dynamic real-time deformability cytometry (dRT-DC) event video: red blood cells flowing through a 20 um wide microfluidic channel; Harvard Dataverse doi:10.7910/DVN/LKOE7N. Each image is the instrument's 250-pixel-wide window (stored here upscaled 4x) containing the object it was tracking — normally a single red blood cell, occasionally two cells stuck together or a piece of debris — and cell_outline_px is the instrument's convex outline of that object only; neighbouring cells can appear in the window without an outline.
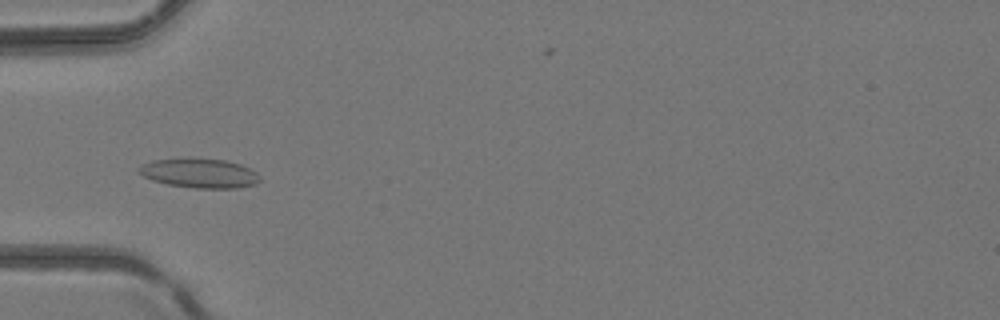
{"species": "common noctule bat (a hibernating species)", "species_latin": "Nyctalus noctula", "temperature_condition": "room temperature", "stored_images_in_passage": 50, "camera_frame_rate_fps": 3000, "um_per_image_px": 0.085, "animal": {"sex": "female", "body_mass_g": 24.6, "forearm_length_mm": 56.2}, "frame": {"image": 1, "passage_image": 17, "time_ms": 5.333, "image_size_px": [1000, 320], "cell_outline_px": [[260, 180], [256, 184], [236, 188], [196, 188], [168, 184], [152, 180], [136, 172], [136, 168], [152, 160], [192, 156], [224, 160], [240, 164], [256, 172], [260, 176]], "centroid_in_image_um": [16.92, 14.69], "position_along_channel_um": 68.1, "area_um2": 21.15}}
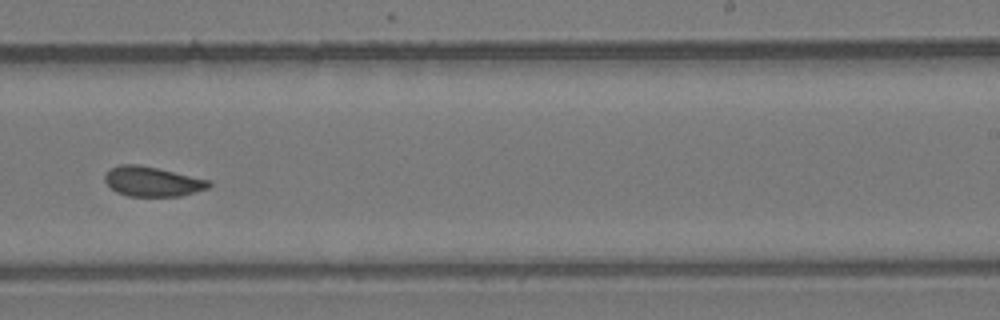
{"frame": {"image": 2, "passage_image": 32, "time_ms": 10.333, "image_size_px": [1000, 320], "cell_outline_px": [[212, 184], [208, 188], [180, 196], [128, 196], [116, 192], [104, 180], [104, 176], [112, 168], [120, 164], [136, 164], [156, 168], [208, 180]], "centroid_in_image_um": [12.93, 15.44], "position_along_channel_um": 276.1, "area_um2": 17.69}}
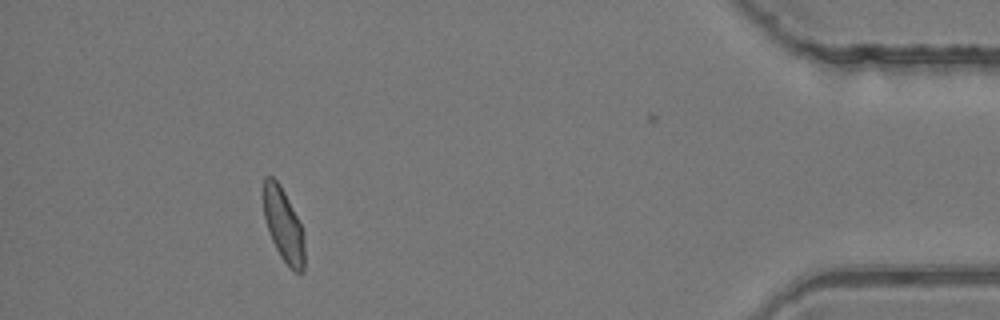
{"frame": {"image": 3, "passage_image": 46, "time_ms": 15.0, "image_size_px": [1000, 320], "cell_outline_px": [[304, 272], [296, 272], [280, 256], [272, 240], [264, 216], [264, 176], [272, 176], [280, 184], [304, 232]], "centroid_in_image_um": [24.1, 19.13], "position_along_channel_um": 411.1, "area_um2": 17.11}, "authors_computed_cell_mechanics": {"area_um2": 18.3515, "velocity_mm_per_s": 4.1689, "shape_relaxation_time_tau1_ms": null, "shape_relaxation_time_tau2_ms": 1.4569, "deformation_change_tau1": null, "deformation_change_tau2": 0.0642}}